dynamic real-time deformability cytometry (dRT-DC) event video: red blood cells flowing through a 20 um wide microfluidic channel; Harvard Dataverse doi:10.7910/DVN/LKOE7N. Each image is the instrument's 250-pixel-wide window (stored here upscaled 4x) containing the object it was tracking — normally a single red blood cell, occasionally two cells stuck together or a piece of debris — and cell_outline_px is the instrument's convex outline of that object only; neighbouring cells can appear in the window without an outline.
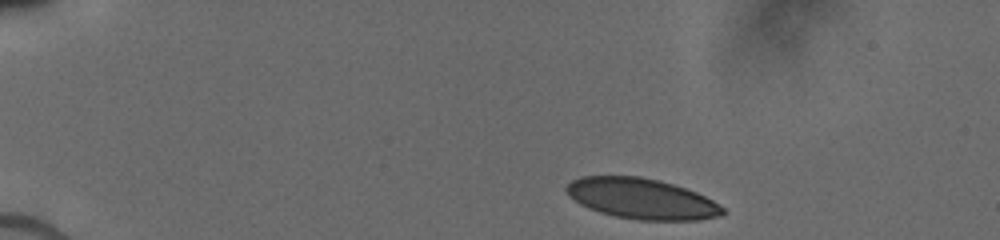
{"species": "human", "species_latin": "Homo sapiens", "temperature_condition": "cold", "stored_images_in_passage": 20, "camera_frame_rate_fps": 3000, "um_per_image_px": 0.085, "donor": {"sex": "male"}, "frame": {"image": 1, "passage_image": 1, "time_ms": 0.0, "image_size_px": [1000, 240], "cell_outline_px": [[724, 212], [720, 216], [700, 220], [636, 220], [616, 216], [600, 212], [588, 208], [580, 204], [564, 188], [572, 180], [580, 176], [640, 176], [660, 180], [696, 192], [712, 200], [724, 208]], "centroid_in_image_um": [54.54, 16.89], "position_along_channel_um": 30.5, "area_um2": 36.76}}
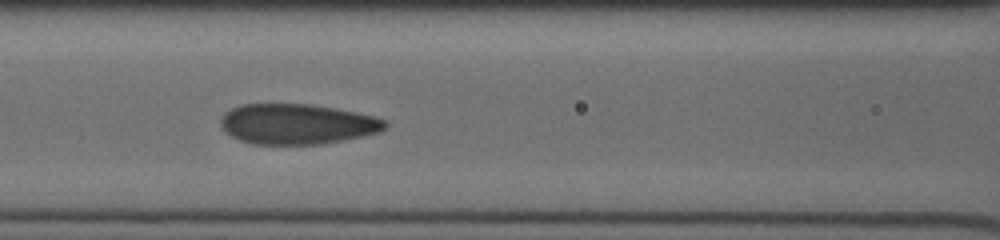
{"frame": {"image": 2, "passage_image": 12, "time_ms": 5.0, "image_size_px": [1000, 240], "cell_outline_px": [[388, 128], [380, 132], [364, 136], [320, 144], [252, 144], [240, 140], [224, 132], [220, 124], [220, 120], [224, 112], [240, 104], [312, 104], [372, 116], [388, 120]], "centroid_in_image_um": [25.25, 10.55], "position_along_channel_um": 141.4, "area_um2": 38.73}}
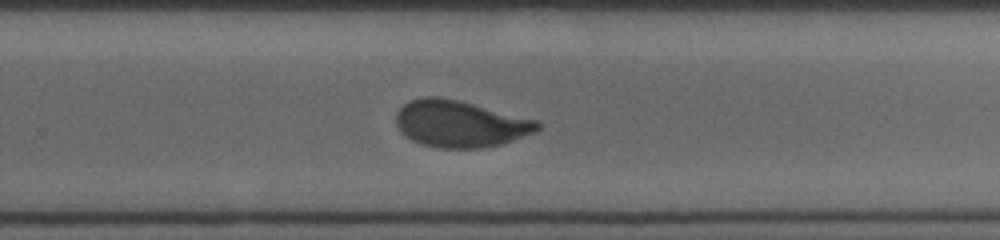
{"frame": {"image": 3, "passage_image": 20, "time_ms": 8.667, "image_size_px": [1000, 240], "cell_outline_px": [[540, 128], [536, 132], [500, 144], [484, 148], [436, 148], [420, 144], [404, 136], [400, 132], [396, 124], [396, 112], [408, 100], [424, 96], [440, 96], [540, 120]], "centroid_in_image_um": [39.09, 10.52], "position_along_channel_um": 290.7, "area_um2": 38.84}}